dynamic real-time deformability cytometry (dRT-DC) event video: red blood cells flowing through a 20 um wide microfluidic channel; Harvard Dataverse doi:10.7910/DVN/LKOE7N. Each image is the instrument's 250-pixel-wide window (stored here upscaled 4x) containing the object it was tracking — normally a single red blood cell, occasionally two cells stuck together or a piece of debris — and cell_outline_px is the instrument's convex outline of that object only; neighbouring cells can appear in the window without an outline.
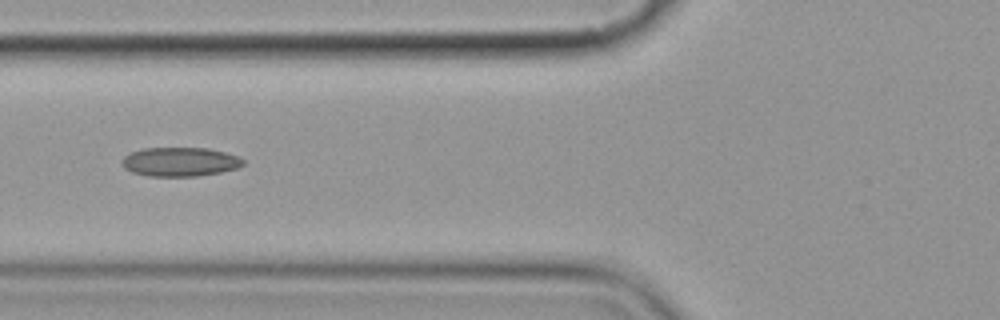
{"species": "common noctule bat (a hibernating species)", "species_latin": "Nyctalus noctula", "temperature_condition": "cold", "stored_images_in_passage": 10, "camera_frame_rate_fps": 3000, "um_per_image_px": 0.085, "animal": {"sex": "female", "body_mass_g": 19.9}, "frame": {"image": 1, "passage_image": 7, "time_ms": 7.0, "image_size_px": [1000, 320], "cell_outline_px": [[244, 164], [236, 168], [220, 172], [196, 176], [148, 176], [132, 172], [124, 168], [120, 160], [124, 156], [132, 152], [144, 148], [208, 148], [240, 156], [244, 160]], "centroid_in_image_um": [15.29, 13.75], "position_along_channel_um": 110.5, "area_um2": 20.52}}
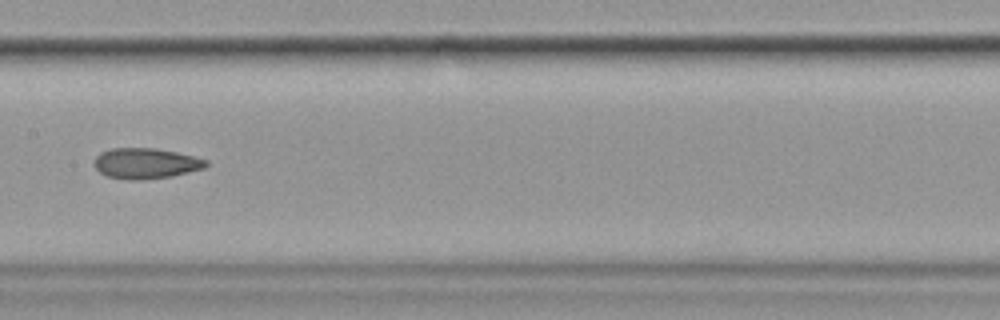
{"frame": {"image": 2, "passage_image": 9, "time_ms": 9.333, "image_size_px": [1000, 320], "cell_outline_px": [[208, 164], [204, 168], [172, 176], [140, 180], [128, 180], [108, 176], [100, 172], [92, 164], [96, 156], [100, 152], [112, 148], [156, 148], [176, 152], [208, 160]], "centroid_in_image_um": [12.36, 13.88], "position_along_channel_um": 195.0, "area_um2": 19.94}}
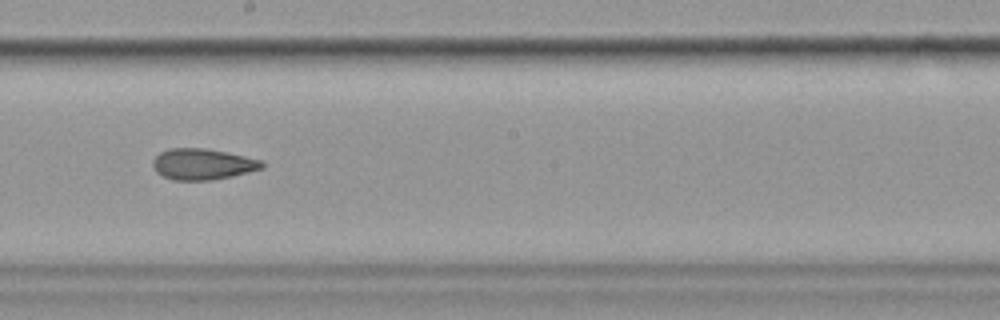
{"frame": {"image": 3, "passage_image": 10, "time_ms": 10.333, "image_size_px": [1000, 320], "cell_outline_px": [[264, 168], [232, 176], [212, 180], [172, 180], [156, 172], [152, 164], [152, 160], [160, 152], [168, 148], [204, 148], [228, 152], [260, 160], [264, 164]], "centroid_in_image_um": [17.2, 13.95], "position_along_channel_um": 231.0, "area_um2": 19.77}}